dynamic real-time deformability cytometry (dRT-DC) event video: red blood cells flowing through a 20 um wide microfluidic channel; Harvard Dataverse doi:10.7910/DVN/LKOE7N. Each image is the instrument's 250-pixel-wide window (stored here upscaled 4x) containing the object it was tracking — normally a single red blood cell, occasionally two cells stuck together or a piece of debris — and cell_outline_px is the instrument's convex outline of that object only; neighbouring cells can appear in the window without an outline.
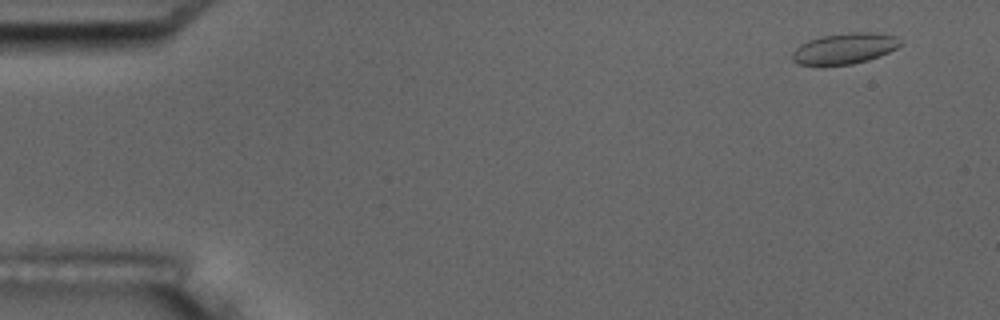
{"species": "common noctule bat (a hibernating species)", "species_latin": "Nyctalus noctula", "temperature_condition": "room temperature", "stored_images_in_passage": 6, "camera_frame_rate_fps": 3000, "um_per_image_px": 0.085, "animal": {"sex": "male", "body_mass_g": 17.5, "forearm_length_mm": 52.3}, "frame": {"image": 1, "passage_image": 1, "time_ms": 0.0, "image_size_px": [1000, 320], "cell_outline_px": [[900, 44], [896, 48], [880, 56], [868, 60], [852, 64], [820, 68], [800, 64], [792, 60], [792, 52], [800, 44], [808, 40], [820, 36], [848, 32], [880, 32], [892, 36], [900, 40]], "centroid_in_image_um": [71.71, 4.15], "position_along_channel_um": 13.3, "area_um2": 20.0}}